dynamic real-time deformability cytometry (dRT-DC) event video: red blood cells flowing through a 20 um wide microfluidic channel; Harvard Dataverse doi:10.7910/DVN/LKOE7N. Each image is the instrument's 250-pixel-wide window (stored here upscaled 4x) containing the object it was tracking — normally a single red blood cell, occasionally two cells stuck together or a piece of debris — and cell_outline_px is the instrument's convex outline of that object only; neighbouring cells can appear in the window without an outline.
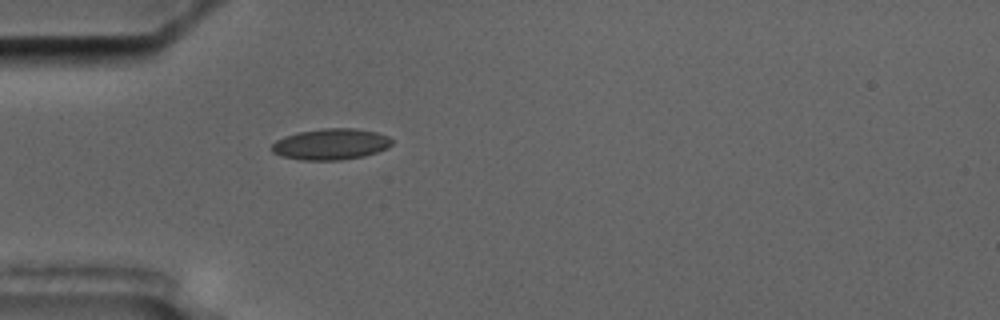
{"species": "common noctule bat (a hibernating species)", "species_latin": "Nyctalus noctula", "temperature_condition": "cold", "stored_images_in_passage": 1, "camera_frame_rate_fps": 3000, "um_per_image_px": 0.085, "animal": {"sex": "male", "body_mass_g": 17.5, "forearm_length_mm": 52.3}, "frame": {"image": 1, "passage_image": 1, "time_ms": 0.0, "image_size_px": [1000, 320], "cell_outline_px": [[392, 144], [388, 148], [364, 156], [340, 160], [300, 160], [280, 156], [272, 152], [272, 144], [276, 140], [284, 136], [296, 132], [324, 128], [356, 128], [376, 132], [388, 136], [392, 140]], "centroid_in_image_um": [28.1, 12.25], "position_along_channel_um": 56.9, "area_um2": 21.96}}